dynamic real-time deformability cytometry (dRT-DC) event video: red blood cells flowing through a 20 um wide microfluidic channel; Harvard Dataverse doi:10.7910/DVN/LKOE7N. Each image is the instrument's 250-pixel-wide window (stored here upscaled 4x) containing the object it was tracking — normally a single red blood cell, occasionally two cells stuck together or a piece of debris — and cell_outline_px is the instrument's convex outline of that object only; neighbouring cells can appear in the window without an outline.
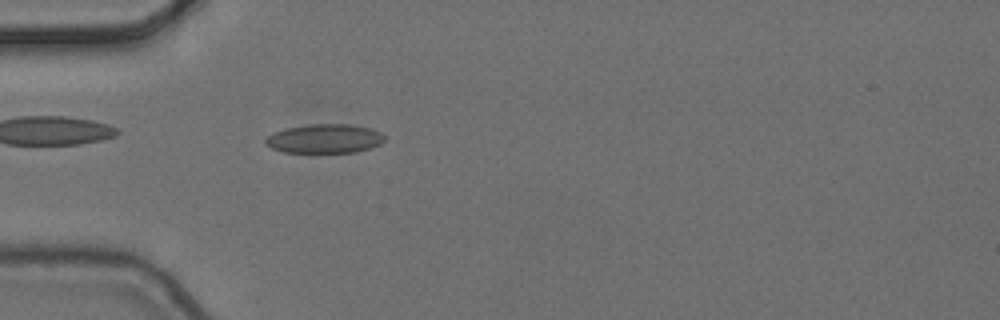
{"species": "common noctule bat (a hibernating species)", "species_latin": "Nyctalus noctula", "temperature_condition": "cold", "stored_images_in_passage": 6, "camera_frame_rate_fps": 3000, "um_per_image_px": 0.085, "animal": {"sex": "female", "body_mass_g": 24.6, "forearm_length_mm": 56.2}, "frame": {"image": 1, "passage_image": 6, "time_ms": 1.667, "image_size_px": [1000, 320], "cell_outline_px": [[384, 140], [380, 144], [356, 152], [284, 152], [272, 148], [264, 144], [264, 140], [272, 132], [284, 128], [308, 124], [348, 124], [368, 128], [380, 132], [384, 136]], "centroid_in_image_um": [27.53, 11.78], "position_along_channel_um": 57.5, "area_um2": 20.11}}